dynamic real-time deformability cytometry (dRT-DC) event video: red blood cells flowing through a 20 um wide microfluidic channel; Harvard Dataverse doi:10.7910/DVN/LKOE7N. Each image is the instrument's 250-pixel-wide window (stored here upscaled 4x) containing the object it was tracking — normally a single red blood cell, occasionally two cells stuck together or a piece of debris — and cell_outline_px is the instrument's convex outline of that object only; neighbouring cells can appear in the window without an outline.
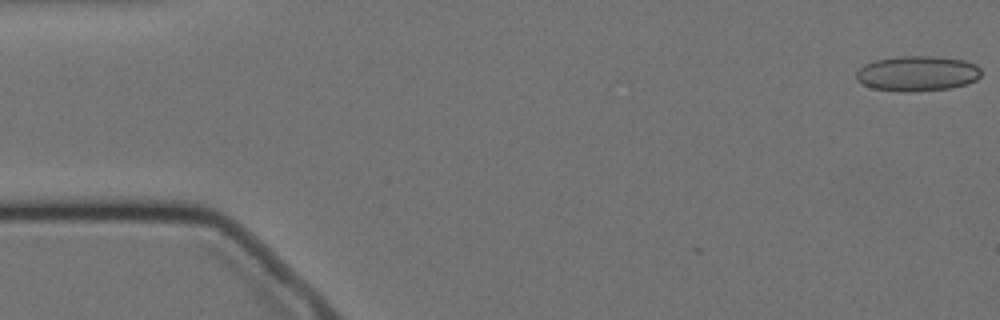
{"species": "Egyptian fruit bat (a non-hibernating species)", "species_latin": "Rousettus aegyptiacus", "temperature_condition": "cold", "stored_images_in_passage": 6, "camera_frame_rate_fps": 3000, "um_per_image_px": 0.085, "animal": {"sex": "female"}, "frame": {"image": 1, "passage_image": 1, "time_ms": 0.0, "image_size_px": [1000, 320], "cell_outline_px": [[980, 76], [976, 80], [968, 84], [952, 88], [912, 92], [900, 92], [872, 88], [856, 80], [856, 72], [860, 68], [876, 60], [900, 56], [932, 56], [964, 60], [976, 64], [980, 68]], "centroid_in_image_um": [78.0, 6.26], "position_along_channel_um": 7.0, "area_um2": 25.72}}